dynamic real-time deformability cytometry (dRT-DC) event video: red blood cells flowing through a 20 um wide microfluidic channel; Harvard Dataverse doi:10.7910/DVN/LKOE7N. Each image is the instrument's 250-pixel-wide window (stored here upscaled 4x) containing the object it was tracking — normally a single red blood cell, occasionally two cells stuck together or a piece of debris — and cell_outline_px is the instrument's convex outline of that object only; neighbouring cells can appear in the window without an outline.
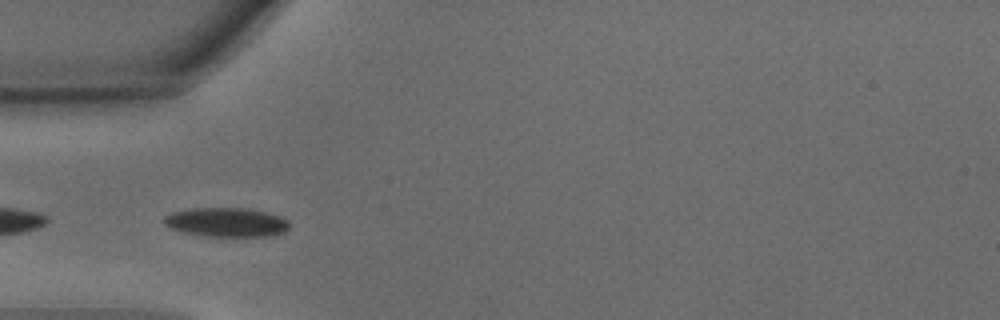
{"species": "common noctule bat (a hibernating species)", "species_latin": "Nyctalus noctula", "temperature_condition": "warm", "stored_images_in_passage": 3, "camera_frame_rate_fps": 3000, "um_per_image_px": 0.085, "animal": {"sex": "male", "body_mass_g": 15.6}, "frame": {"image": 1, "passage_image": 1, "time_ms": 0.0, "image_size_px": [1000, 320], "cell_outline_px": [[288, 228], [284, 232], [268, 236], [204, 236], [184, 232], [172, 228], [164, 224], [164, 216], [172, 212], [192, 208], [248, 208], [280, 216], [288, 220]], "centroid_in_image_um": [19.24, 18.89], "position_along_channel_um": 65.8, "area_um2": 21.15}}